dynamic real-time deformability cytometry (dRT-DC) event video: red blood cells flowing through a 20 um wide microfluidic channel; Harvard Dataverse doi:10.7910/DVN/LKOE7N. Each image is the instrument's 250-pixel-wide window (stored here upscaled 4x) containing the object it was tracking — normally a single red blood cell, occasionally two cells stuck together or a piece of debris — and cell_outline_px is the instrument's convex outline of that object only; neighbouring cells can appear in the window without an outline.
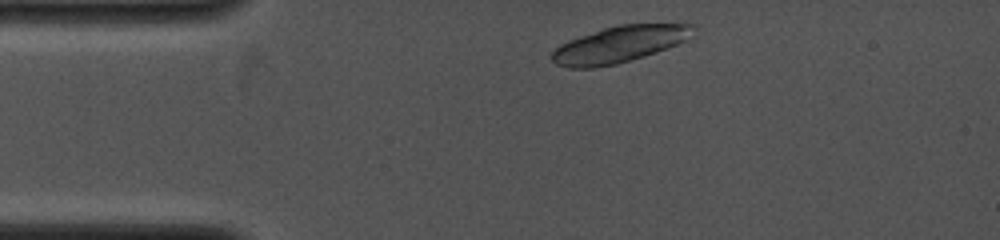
{"species": "common noctule bat (a hibernating species)", "species_latin": "Nyctalus noctula", "temperature_condition": "cold", "stored_images_in_passage": 1, "camera_frame_rate_fps": 4000, "um_per_image_px": 0.085, "animal": {"sex": "female", "body_mass_g": 19.0, "forearm_length_mm": 53.3}, "frame": {"image": 1, "passage_image": 1, "time_ms": 0.0, "image_size_px": [1000, 240], "cell_outline_px": [[696, 28], [684, 40], [676, 44], [656, 52], [644, 56], [616, 64], [596, 68], [568, 68], [556, 64], [552, 60], [552, 52], [560, 44], [568, 40], [616, 24], [684, 20], [696, 24]], "centroid_in_image_um": [52.75, 3.7], "position_along_channel_um": 32.2, "area_um2": 30.92}}